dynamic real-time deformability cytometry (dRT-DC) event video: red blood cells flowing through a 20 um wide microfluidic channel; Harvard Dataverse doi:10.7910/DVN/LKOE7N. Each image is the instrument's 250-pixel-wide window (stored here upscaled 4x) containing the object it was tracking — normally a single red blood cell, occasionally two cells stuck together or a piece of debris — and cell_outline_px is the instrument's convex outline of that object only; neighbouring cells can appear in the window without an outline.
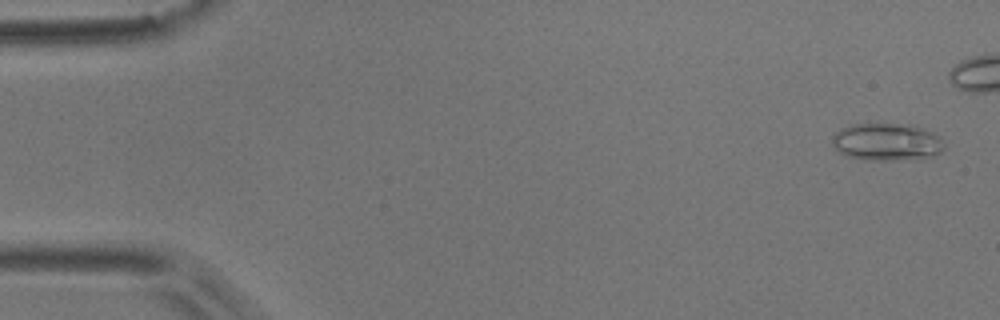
{"species": "common noctule bat (a hibernating species)", "species_latin": "Nyctalus noctula", "temperature_condition": "room temperature", "stored_images_in_passage": 44, "camera_frame_rate_fps": 3000, "um_per_image_px": 0.085, "animal": {"sex": "male", "body_mass_g": 17.9}, "frame": {"image": 1, "passage_image": 2, "time_ms": 0.333, "image_size_px": [1000, 320], "cell_outline_px": [[944, 148], [940, 152], [932, 156], [884, 160], [864, 160], [848, 156], [832, 148], [832, 136], [840, 128], [852, 124], [912, 124], [932, 132], [940, 136], [944, 144]], "centroid_in_image_um": [75.34, 12.05], "position_along_channel_um": 9.7, "area_um2": 24.39}}
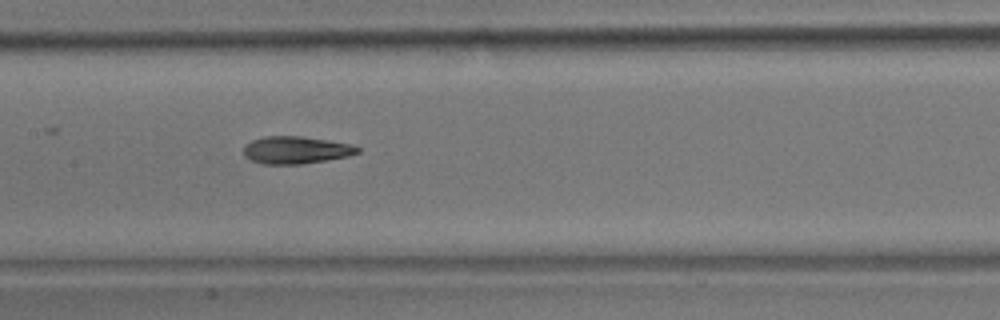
{"frame": {"image": 2, "passage_image": 26, "time_ms": 8.333, "image_size_px": [1000, 320], "cell_outline_px": [[360, 152], [348, 156], [300, 164], [260, 164], [244, 156], [244, 148], [252, 140], [264, 136], [300, 136], [352, 144], [360, 148]], "centroid_in_image_um": [25.15, 12.75], "position_along_channel_um": 182.2, "area_um2": 18.03}}
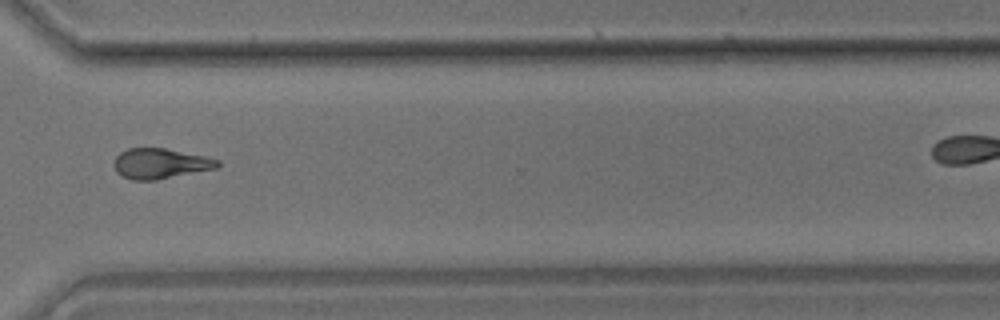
{"frame": {"image": 3, "passage_image": 40, "time_ms": 13.0, "image_size_px": [1000, 320], "cell_outline_px": [[220, 164], [216, 168], [156, 180], [132, 180], [120, 176], [116, 172], [112, 164], [116, 156], [120, 152], [128, 148], [164, 148], [204, 156], [220, 160]], "centroid_in_image_um": [13.57, 13.9], "position_along_channel_um": 357.0, "area_um2": 18.32}}